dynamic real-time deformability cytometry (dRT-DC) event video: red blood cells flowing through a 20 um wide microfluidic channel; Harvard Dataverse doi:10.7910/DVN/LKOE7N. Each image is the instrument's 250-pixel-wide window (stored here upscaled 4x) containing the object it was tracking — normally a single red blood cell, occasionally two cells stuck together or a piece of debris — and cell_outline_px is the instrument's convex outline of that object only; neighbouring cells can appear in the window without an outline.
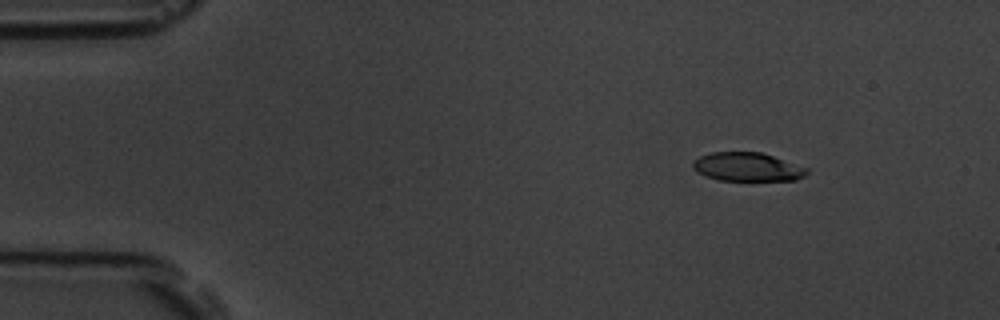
{"species": "common noctule bat (a hibernating species)", "species_latin": "Nyctalus noctula", "temperature_condition": "room temperature", "stored_images_in_passage": 7, "camera_frame_rate_fps": 3000, "um_per_image_px": 0.085, "animal": {"sex": "male", "body_mass_g": 19.5, "forearm_length_mm": 54.6}, "frame": {"image": 1, "passage_image": 2, "time_ms": 1.333, "image_size_px": [1000, 320], "cell_outline_px": [[808, 172], [804, 176], [796, 180], [716, 180], [704, 176], [696, 172], [692, 168], [692, 160], [700, 156], [712, 152], [760, 152], [808, 168]], "centroid_in_image_um": [63.46, 14.19], "position_along_channel_um": 21.5, "area_um2": 19.07}}
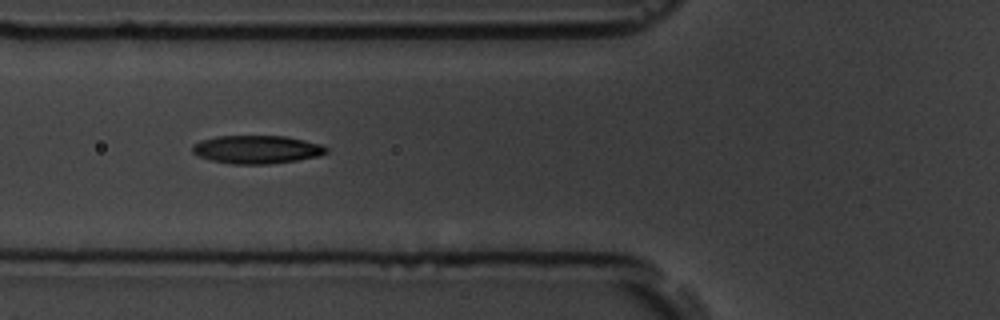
{"frame": {"image": 2, "passage_image": 6, "time_ms": 6.0, "image_size_px": [1000, 320], "cell_outline_px": [[328, 152], [320, 156], [296, 160], [268, 164], [232, 164], [212, 160], [196, 156], [192, 152], [192, 144], [200, 140], [216, 136], [284, 136], [304, 140], [320, 144], [328, 148]], "centroid_in_image_um": [21.8, 12.7], "position_along_channel_um": 104.0, "area_um2": 22.08}}
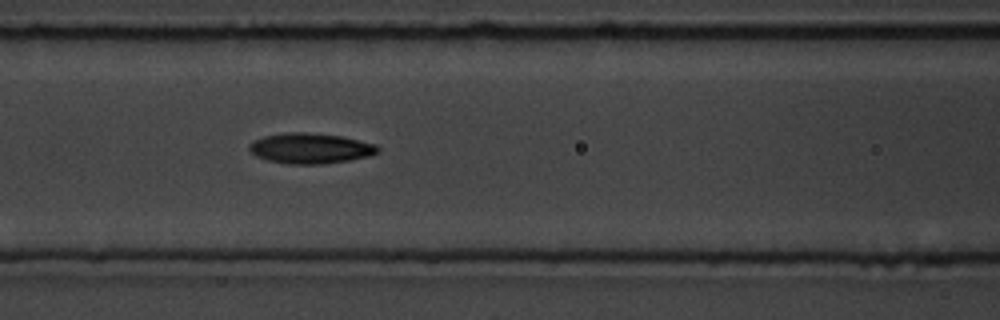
{"frame": {"image": 3, "passage_image": 7, "time_ms": 7.0, "image_size_px": [1000, 320], "cell_outline_px": [[380, 152], [368, 156], [348, 160], [320, 164], [288, 164], [268, 160], [256, 156], [248, 148], [248, 144], [264, 136], [288, 132], [304, 132], [340, 136], [376, 144], [380, 148]], "centroid_in_image_um": [26.39, 12.61], "position_along_channel_um": 140.2, "area_um2": 22.6}}